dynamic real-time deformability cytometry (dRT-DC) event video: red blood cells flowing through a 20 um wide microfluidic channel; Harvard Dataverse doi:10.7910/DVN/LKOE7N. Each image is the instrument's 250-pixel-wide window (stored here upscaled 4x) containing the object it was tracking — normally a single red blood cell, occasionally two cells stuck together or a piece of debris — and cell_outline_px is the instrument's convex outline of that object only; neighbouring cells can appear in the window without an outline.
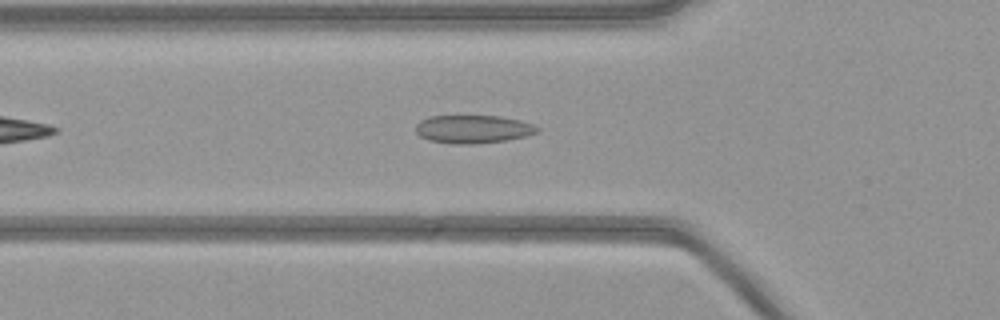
{"species": "common noctule bat (a hibernating species)", "species_latin": "Nyctalus noctula", "temperature_condition": "warm", "stored_images_in_passage": 37, "camera_frame_rate_fps": 3000, "um_per_image_px": 0.085, "animal": {"sex": "female", "body_mass_g": 21.9}, "frame": {"image": 1, "passage_image": 9, "time_ms": 2.667, "image_size_px": [1000, 320], "cell_outline_px": [[540, 132], [528, 136], [504, 140], [472, 144], [456, 144], [428, 140], [420, 136], [416, 132], [416, 124], [420, 120], [428, 116], [500, 116], [520, 120], [532, 124], [540, 128]], "centroid_in_image_um": [40.22, 10.97], "position_along_channel_um": 85.6, "area_um2": 20.0}}
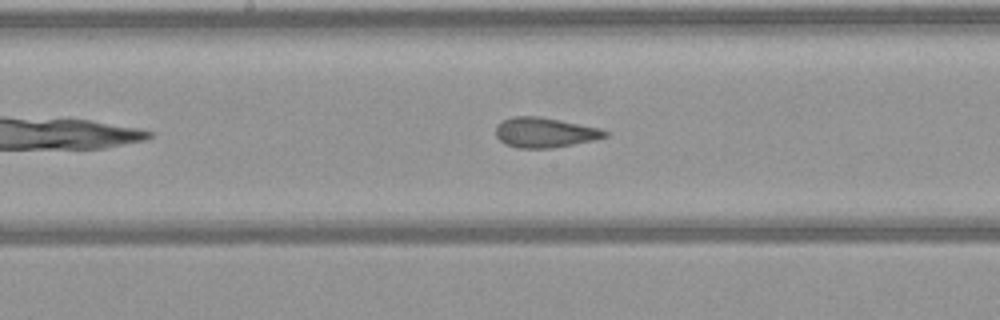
{"frame": {"image": 2, "passage_image": 18, "time_ms": 5.667, "image_size_px": [1000, 320], "cell_outline_px": [[608, 136], [592, 140], [552, 148], [516, 148], [504, 144], [496, 136], [496, 128], [504, 120], [512, 116], [540, 116], [600, 128], [608, 132]], "centroid_in_image_um": [46.29, 11.26], "position_along_channel_um": 201.9, "area_um2": 18.96}}
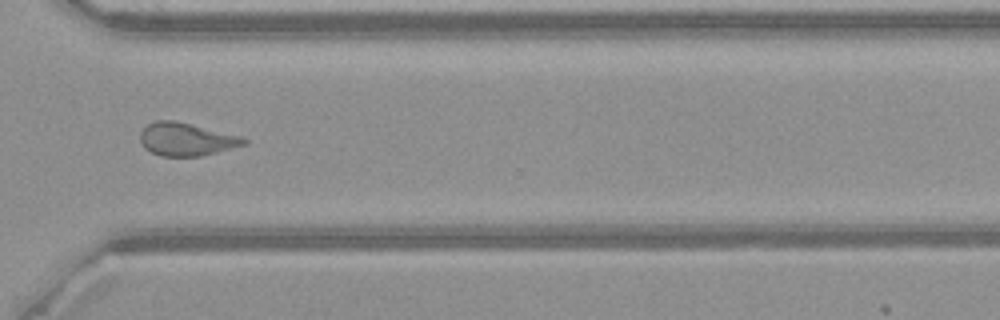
{"frame": {"image": 3, "passage_image": 30, "time_ms": 9.667, "image_size_px": [1000, 320], "cell_outline_px": [[248, 144], [200, 156], [160, 156], [144, 148], [140, 140], [140, 132], [148, 124], [156, 120], [176, 120], [240, 136], [248, 140]], "centroid_in_image_um": [15.83, 11.83], "position_along_channel_um": 354.8, "area_um2": 19.88}}